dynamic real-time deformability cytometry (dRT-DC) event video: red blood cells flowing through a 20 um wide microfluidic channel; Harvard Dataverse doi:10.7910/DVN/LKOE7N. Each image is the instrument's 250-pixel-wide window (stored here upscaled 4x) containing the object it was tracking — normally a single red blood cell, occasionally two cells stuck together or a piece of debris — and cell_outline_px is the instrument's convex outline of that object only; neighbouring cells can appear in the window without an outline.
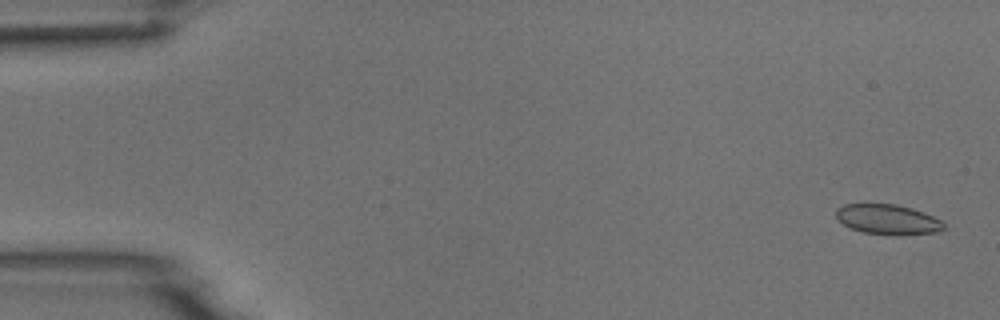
{"species": "common noctule bat (a hibernating species)", "species_latin": "Nyctalus noctula", "temperature_condition": "room temperature", "stored_images_in_passage": 5, "camera_frame_rate_fps": 3000, "um_per_image_px": 0.085, "animal": {"sex": "male", "body_mass_g": 18.8}, "frame": {"image": 1, "passage_image": 1, "time_ms": 0.0, "image_size_px": [1000, 320], "cell_outline_px": [[944, 228], [936, 232], [900, 236], [896, 236], [860, 232], [848, 228], [836, 220], [836, 208], [844, 204], [896, 204], [912, 208], [924, 212], [940, 220], [944, 224]], "centroid_in_image_um": [75.4, 18.67], "position_along_channel_um": 9.6, "area_um2": 19.25}}
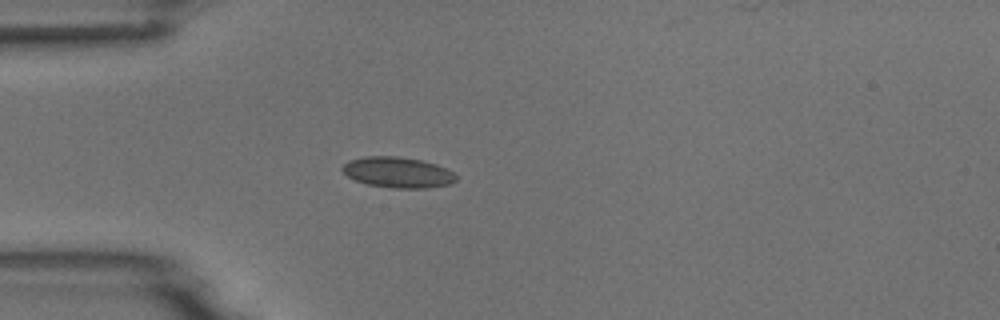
{"frame": {"image": 2, "passage_image": 5, "time_ms": 4.333, "image_size_px": [1000, 320], "cell_outline_px": [[456, 180], [448, 184], [424, 188], [392, 188], [368, 184], [356, 180], [348, 176], [340, 168], [348, 160], [364, 156], [396, 156], [420, 160], [436, 164], [448, 168], [456, 176]], "centroid_in_image_um": [33.79, 14.64], "position_along_channel_um": 51.2, "area_um2": 20.23}}